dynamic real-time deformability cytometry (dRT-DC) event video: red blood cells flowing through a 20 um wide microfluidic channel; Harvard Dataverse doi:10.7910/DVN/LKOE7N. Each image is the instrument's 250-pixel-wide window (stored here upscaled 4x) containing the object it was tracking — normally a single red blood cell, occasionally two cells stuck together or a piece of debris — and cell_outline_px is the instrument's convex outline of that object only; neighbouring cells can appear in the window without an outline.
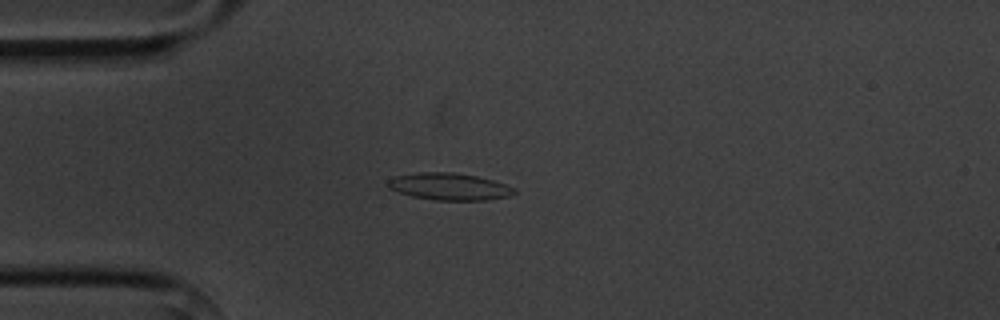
{"species": "common noctule bat (a hibernating species)", "species_latin": "Nyctalus noctula", "temperature_condition": "cold", "stored_images_in_passage": 7, "camera_frame_rate_fps": 3000, "um_per_image_px": 0.085, "animal": {"sex": "male", "body_mass_g": 20.1, "forearm_length_mm": 53.5}, "frame": {"image": 1, "passage_image": 4, "time_ms": 3.667, "image_size_px": [1000, 320], "cell_outline_px": [[516, 192], [508, 196], [484, 200], [436, 200], [412, 196], [388, 188], [388, 180], [392, 176], [420, 172], [456, 172], [476, 176], [492, 180], [516, 188]], "centroid_in_image_um": [38.17, 15.85], "position_along_channel_um": 46.8, "area_um2": 19.83}}
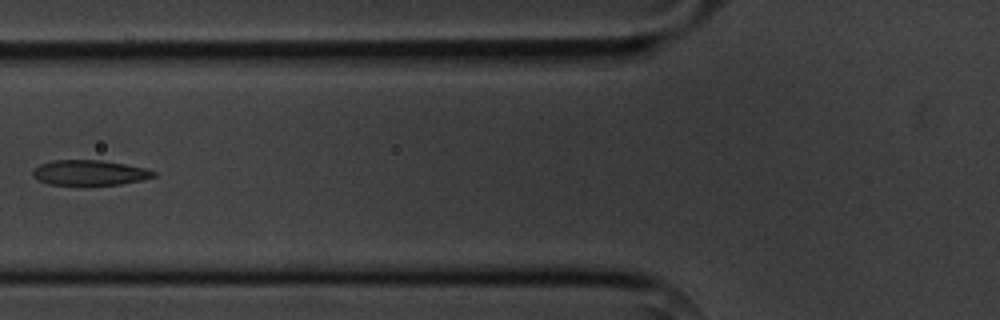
{"frame": {"image": 2, "passage_image": 6, "time_ms": 6.0, "image_size_px": [1000, 320], "cell_outline_px": [[156, 176], [140, 180], [120, 184], [48, 184], [32, 176], [32, 168], [40, 164], [52, 160], [100, 160], [148, 168], [156, 172]], "centroid_in_image_um": [7.6, 14.66], "position_along_channel_um": 118.2, "area_um2": 17.57}}
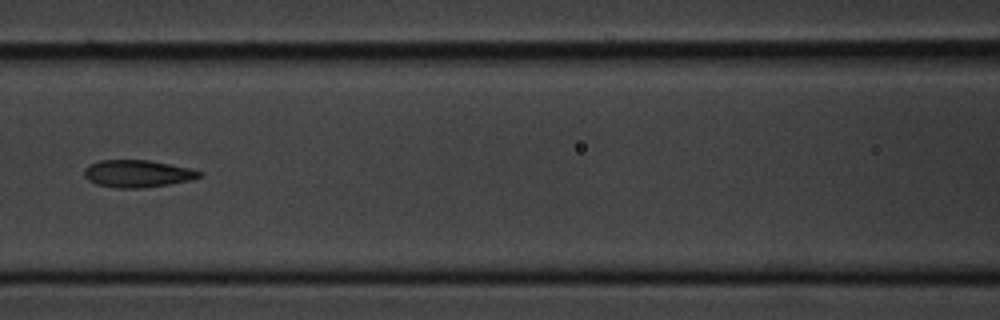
{"frame": {"image": 3, "passage_image": 7, "time_ms": 7.0, "image_size_px": [1000, 320], "cell_outline_px": [[204, 176], [192, 180], [144, 188], [116, 188], [96, 184], [88, 180], [84, 176], [84, 168], [88, 164], [100, 160], [148, 160], [188, 168], [204, 172]], "centroid_in_image_um": [11.68, 14.76], "position_along_channel_um": 154.9, "area_um2": 18.44}}